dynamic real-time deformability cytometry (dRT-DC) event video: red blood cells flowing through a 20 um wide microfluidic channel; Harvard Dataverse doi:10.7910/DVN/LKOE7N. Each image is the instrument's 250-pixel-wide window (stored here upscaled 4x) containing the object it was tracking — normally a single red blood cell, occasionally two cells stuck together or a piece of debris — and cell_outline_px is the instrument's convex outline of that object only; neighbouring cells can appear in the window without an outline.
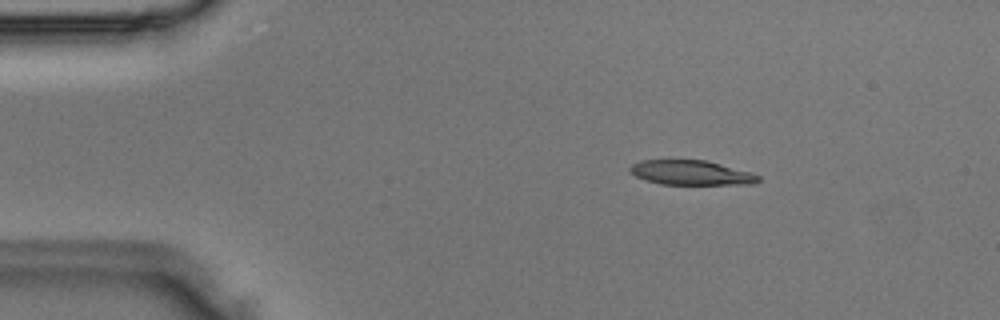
{"species": "Egyptian fruit bat (a non-hibernating species)", "species_latin": "Rousettus aegyptiacus", "temperature_condition": "room temperature", "stored_images_in_passage": 48, "camera_frame_rate_fps": 3000, "um_per_image_px": 0.085, "animal": {"sex": "male"}, "frame": {"image": 1, "passage_image": 7, "time_ms": 2.0, "image_size_px": [1000, 320], "cell_outline_px": [[760, 180], [756, 184], [660, 184], [636, 176], [628, 168], [632, 164], [640, 160], [708, 160], [752, 172], [760, 176]], "centroid_in_image_um": [58.8, 14.67], "position_along_channel_um": 26.2, "area_um2": 18.44}}
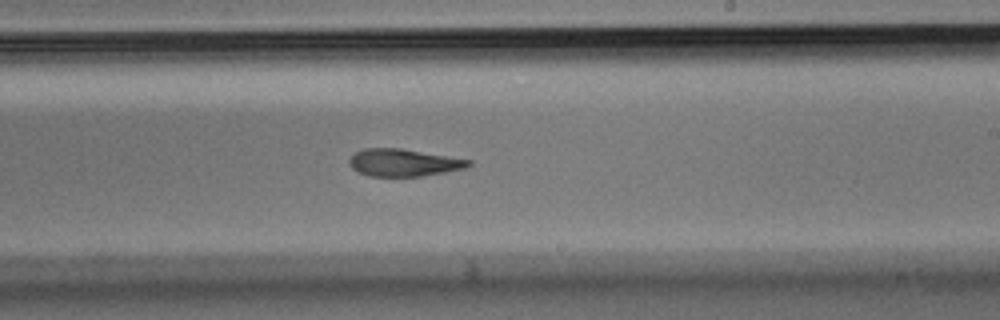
{"frame": {"image": 2, "passage_image": 28, "time_ms": 9.0, "image_size_px": [1000, 320], "cell_outline_px": [[472, 164], [464, 168], [444, 172], [420, 176], [368, 176], [352, 168], [348, 164], [348, 160], [356, 152], [364, 148], [400, 148], [472, 160]], "centroid_in_image_um": [34.28, 13.82], "position_along_channel_um": 254.7, "area_um2": 18.84}}
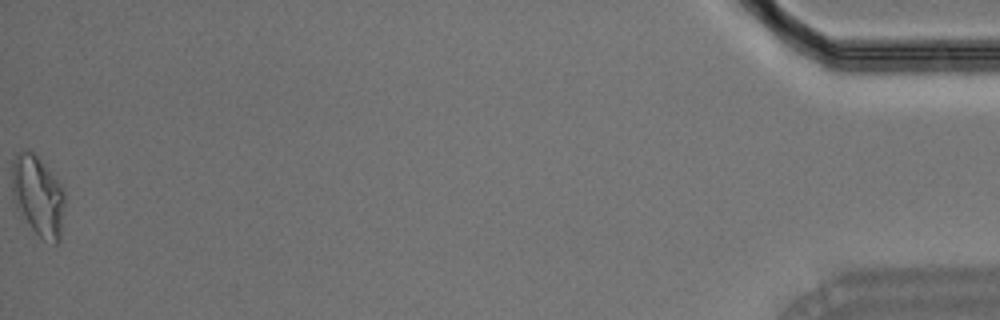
{"frame": {"image": 3, "passage_image": 48, "time_ms": 15.667, "image_size_px": [1000, 320], "cell_outline_px": [[64, 204], [60, 240], [56, 244], [44, 240], [32, 228], [16, 208], [12, 196], [12, 160], [16, 152], [24, 148], [28, 148], [40, 160], [64, 188]], "centroid_in_image_um": [3.21, 16.61], "position_along_channel_um": 432.0, "area_um2": 24.74}}